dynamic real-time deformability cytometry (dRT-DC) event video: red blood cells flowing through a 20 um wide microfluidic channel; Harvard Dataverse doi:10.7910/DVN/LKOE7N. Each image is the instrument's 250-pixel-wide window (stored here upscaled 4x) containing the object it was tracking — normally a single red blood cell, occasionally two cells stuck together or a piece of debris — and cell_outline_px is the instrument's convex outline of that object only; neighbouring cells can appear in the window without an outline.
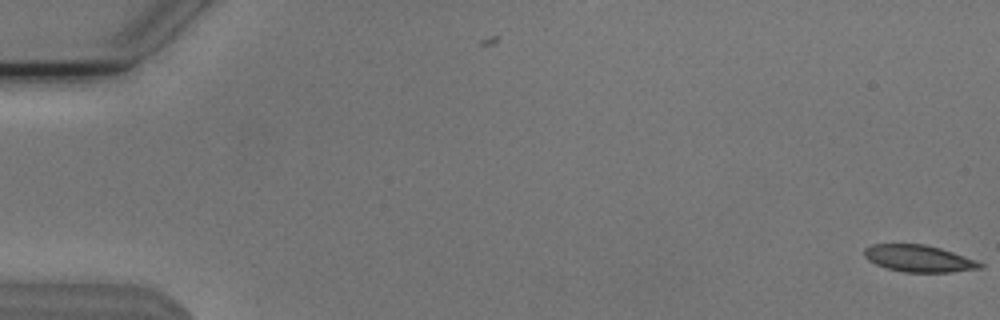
{"species": "Egyptian fruit bat (a non-hibernating species)", "species_latin": "Rousettus aegyptiacus", "temperature_condition": "cold", "stored_images_in_passage": 2, "camera_frame_rate_fps": 3000, "um_per_image_px": 0.085, "animal": {"sex": "male"}, "frame": {"image": 1, "passage_image": 2, "time_ms": 0.333, "image_size_px": [1000, 320], "cell_outline_px": [[984, 264], [980, 268], [952, 272], [904, 272], [888, 268], [876, 264], [868, 260], [864, 256], [864, 248], [872, 244], [924, 244], [940, 248], [976, 260]], "centroid_in_image_um": [78.08, 21.97], "position_along_channel_um": 6.9, "area_um2": 17.98}}